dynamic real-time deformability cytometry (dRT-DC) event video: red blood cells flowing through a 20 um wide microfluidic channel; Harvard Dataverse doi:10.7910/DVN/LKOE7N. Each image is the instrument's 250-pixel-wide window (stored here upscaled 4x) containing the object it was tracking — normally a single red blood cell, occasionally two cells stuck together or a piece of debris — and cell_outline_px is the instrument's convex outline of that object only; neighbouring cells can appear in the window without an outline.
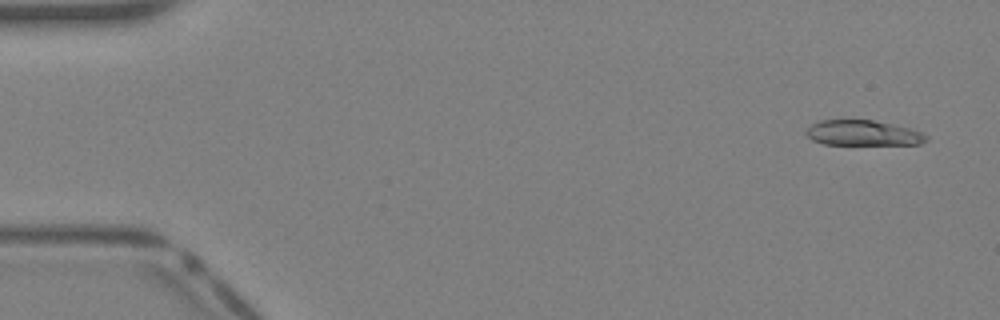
{"species": "Egyptian fruit bat (a non-hibernating species)", "species_latin": "Rousettus aegyptiacus", "temperature_condition": "warm", "stored_images_in_passage": 41, "camera_frame_rate_fps": 3000, "um_per_image_px": 0.085, "animal": {"sex": "female"}, "frame": {"image": 1, "passage_image": 2, "time_ms": 0.333, "image_size_px": [1000, 320], "cell_outline_px": [[928, 140], [920, 144], [824, 144], [812, 140], [808, 136], [808, 128], [812, 124], [820, 120], [872, 120], [892, 124], [908, 128], [920, 132], [928, 136]], "centroid_in_image_um": [73.37, 11.31], "position_along_channel_um": 11.6, "area_um2": 17.4}}
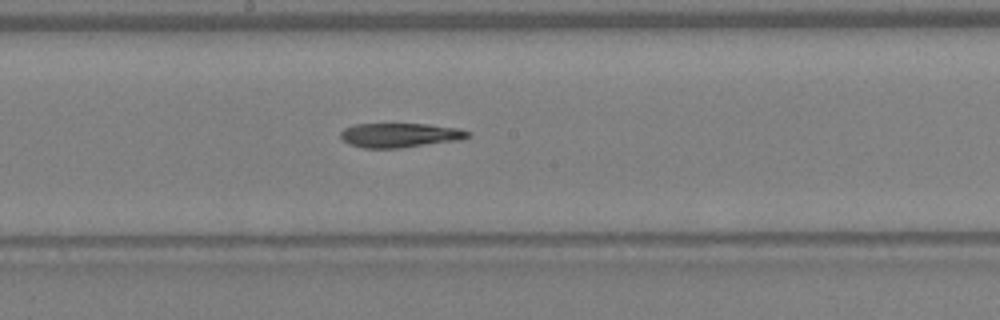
{"frame": {"image": 2, "passage_image": 22, "time_ms": 7.0, "image_size_px": [1000, 320], "cell_outline_px": [[472, 132], [468, 136], [460, 140], [400, 148], [364, 148], [348, 144], [340, 136], [340, 132], [344, 128], [352, 124], [428, 124], [460, 128]], "centroid_in_image_um": [33.99, 11.49], "position_along_channel_um": 214.2, "area_um2": 18.21}}
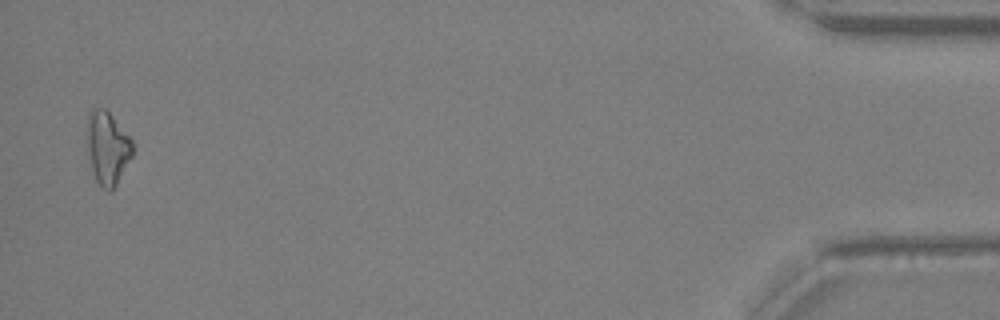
{"frame": {"image": 3, "passage_image": 40, "time_ms": 13.0, "image_size_px": [1000, 320], "cell_outline_px": [[132, 156], [112, 192], [108, 192], [100, 188], [96, 180], [92, 168], [88, 148], [88, 112], [92, 108], [104, 108], [108, 112], [132, 140]], "centroid_in_image_um": [9.14, 12.61], "position_along_channel_um": 426.1, "area_um2": 19.02}}